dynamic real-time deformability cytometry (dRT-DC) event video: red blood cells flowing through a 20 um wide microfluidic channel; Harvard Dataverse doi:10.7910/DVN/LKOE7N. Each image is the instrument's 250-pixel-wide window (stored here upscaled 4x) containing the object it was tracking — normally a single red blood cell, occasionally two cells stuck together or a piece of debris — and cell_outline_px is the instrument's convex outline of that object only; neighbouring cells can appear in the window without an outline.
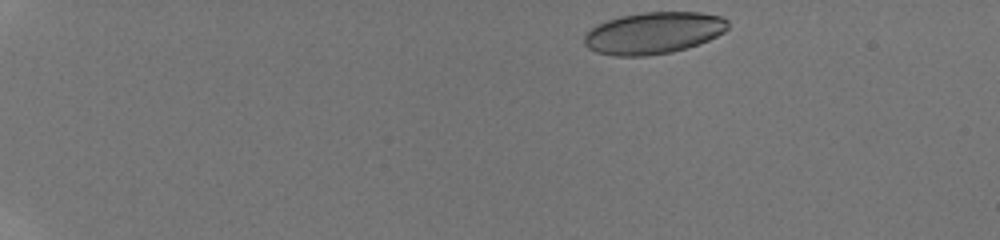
{"species": "human", "species_latin": "Homo sapiens", "temperature_condition": "room temperature", "stored_images_in_passage": 10, "camera_frame_rate_fps": 3000, "um_per_image_px": 0.085, "donor": {"sex": "male"}, "frame": {"image": 1, "passage_image": 1, "time_ms": 0.0, "image_size_px": [1000, 240], "cell_outline_px": [[728, 28], [724, 32], [700, 44], [688, 48], [672, 52], [648, 56], [616, 56], [596, 52], [588, 48], [584, 44], [584, 36], [596, 24], [620, 16], [644, 12], [700, 12], [720, 16], [728, 20]], "centroid_in_image_um": [55.56, 2.81], "position_along_channel_um": 29.4, "area_um2": 35.14}}
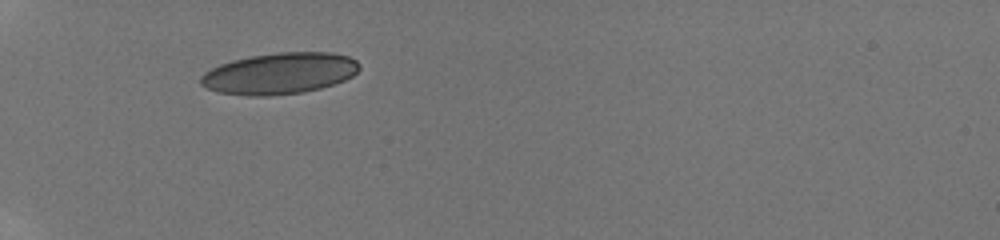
{"frame": {"image": 2, "passage_image": 7, "time_ms": 3.333, "image_size_px": [1000, 240], "cell_outline_px": [[360, 68], [352, 76], [344, 80], [320, 88], [304, 92], [268, 96], [248, 96], [220, 92], [208, 88], [200, 84], [200, 76], [204, 72], [220, 64], [232, 60], [252, 56], [280, 52], [332, 52], [348, 56], [356, 60], [360, 64]], "centroid_in_image_um": [23.77, 6.24], "position_along_channel_um": 61.2, "area_um2": 38.15}}
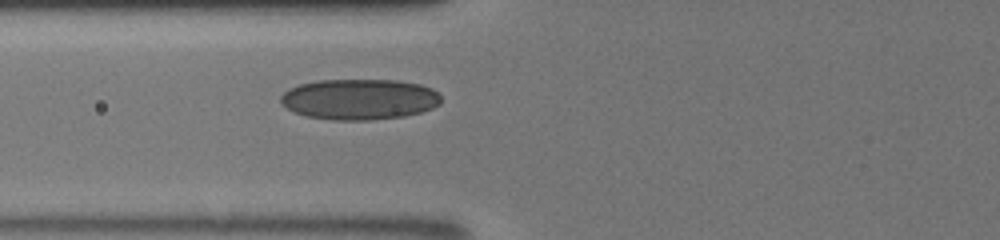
{"frame": {"image": 3, "passage_image": 10, "time_ms": 4.667, "image_size_px": [1000, 240], "cell_outline_px": [[440, 104], [432, 108], [420, 112], [404, 116], [368, 120], [332, 120], [308, 116], [296, 112], [288, 108], [280, 100], [280, 96], [288, 88], [300, 84], [320, 80], [396, 80], [420, 84], [432, 88], [440, 96]], "centroid_in_image_um": [30.56, 8.43], "position_along_channel_um": 95.2, "area_um2": 37.92}}